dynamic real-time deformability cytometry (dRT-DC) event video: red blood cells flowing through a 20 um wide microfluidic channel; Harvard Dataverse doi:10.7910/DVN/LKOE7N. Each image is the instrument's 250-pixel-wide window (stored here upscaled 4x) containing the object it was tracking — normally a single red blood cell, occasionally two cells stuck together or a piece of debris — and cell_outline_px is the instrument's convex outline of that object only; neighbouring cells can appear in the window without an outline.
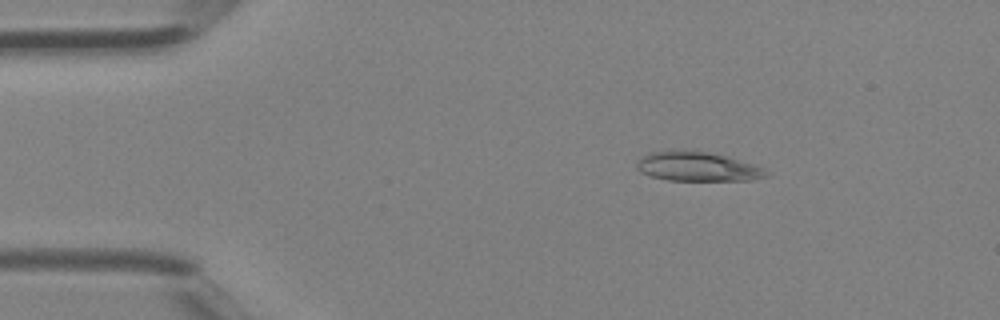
{"species": "Egyptian fruit bat (a non-hibernating species)", "species_latin": "Rousettus aegyptiacus", "temperature_condition": "room temperature", "stored_images_in_passage": 37, "camera_frame_rate_fps": 3000, "um_per_image_px": 0.085, "animal": {"sex": "female"}, "frame": {"image": 1, "passage_image": 2, "time_ms": 0.333, "image_size_px": [1000, 320], "cell_outline_px": [[772, 172], [768, 176], [752, 180], [668, 180], [652, 176], [640, 172], [636, 168], [636, 164], [648, 152], [684, 148], [708, 152], [756, 164]], "centroid_in_image_um": [59.31, 14.14], "position_along_channel_um": 25.7, "area_um2": 22.48}}
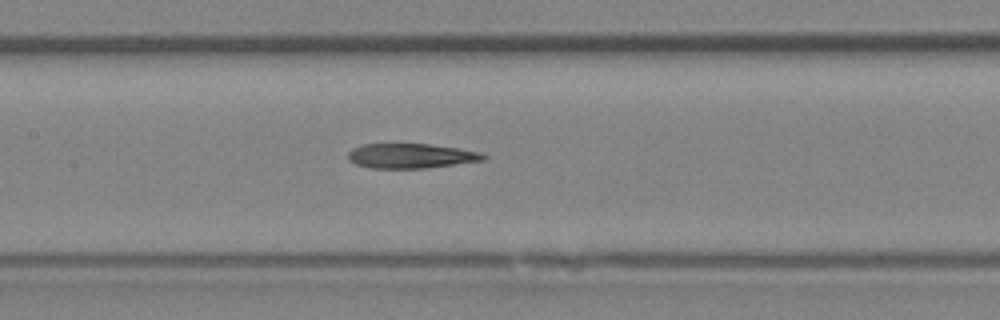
{"frame": {"image": 2, "passage_image": 15, "time_ms": 4.667, "image_size_px": [1000, 320], "cell_outline_px": [[488, 156], [484, 160], [424, 168], [372, 168], [356, 164], [348, 160], [348, 152], [352, 148], [364, 144], [428, 144], [460, 148], [480, 152]], "centroid_in_image_um": [34.92, 13.24], "position_along_channel_um": 172.5, "area_um2": 19.42}}
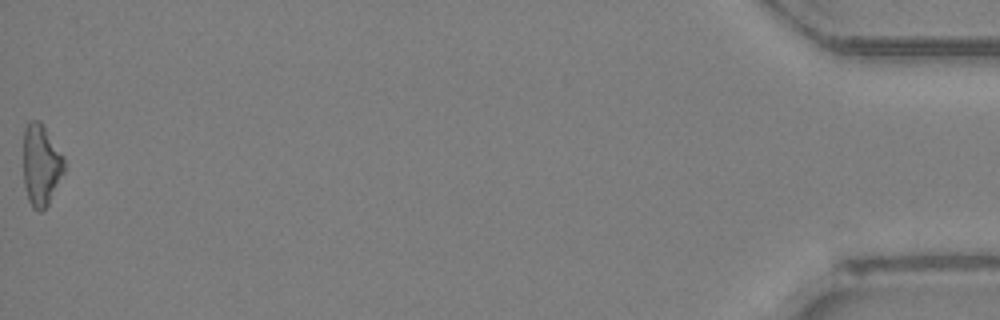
{"frame": {"image": 3, "passage_image": 37, "time_ms": 12.0, "image_size_px": [1000, 320], "cell_outline_px": [[64, 172], [48, 204], [40, 212], [36, 212], [32, 208], [28, 200], [24, 184], [24, 128], [28, 120], [40, 120], [64, 156]], "centroid_in_image_um": [3.48, 14.02], "position_along_channel_um": 431.7, "area_um2": 19.48}}